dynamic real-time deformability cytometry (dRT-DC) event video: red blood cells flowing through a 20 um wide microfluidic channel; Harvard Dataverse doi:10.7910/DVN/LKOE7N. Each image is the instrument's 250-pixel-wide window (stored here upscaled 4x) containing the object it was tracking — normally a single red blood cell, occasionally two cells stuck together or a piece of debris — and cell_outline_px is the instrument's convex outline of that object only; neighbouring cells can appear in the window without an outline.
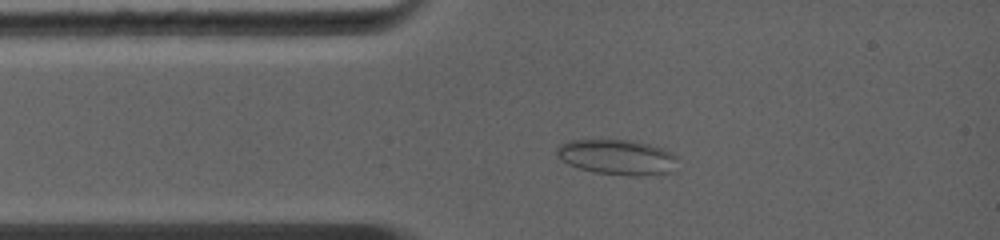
{"species": "common noctule bat (a hibernating species)", "species_latin": "Nyctalus noctula", "temperature_condition": "warm", "stored_images_in_passage": 5, "camera_frame_rate_fps": 5000, "um_per_image_px": 0.085, "animal": {"sex": "female", "body_mass_g": 19.0, "forearm_length_mm": 56.7}, "frame": {"image": 1, "passage_image": 4, "time_ms": 2.0, "image_size_px": [1000, 240], "cell_outline_px": [[676, 156], [672, 172], [632, 176], [628, 176], [596, 172], [580, 168], [568, 164], [556, 152], [556, 148], [560, 144], [568, 140], [632, 140], [664, 148], [672, 152]], "centroid_in_image_um": [52.46, 13.34], "position_along_channel_um": 32.5, "area_um2": 24.51}}